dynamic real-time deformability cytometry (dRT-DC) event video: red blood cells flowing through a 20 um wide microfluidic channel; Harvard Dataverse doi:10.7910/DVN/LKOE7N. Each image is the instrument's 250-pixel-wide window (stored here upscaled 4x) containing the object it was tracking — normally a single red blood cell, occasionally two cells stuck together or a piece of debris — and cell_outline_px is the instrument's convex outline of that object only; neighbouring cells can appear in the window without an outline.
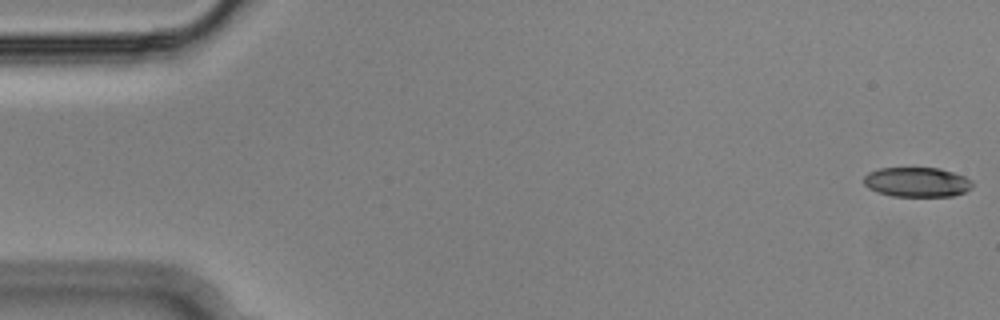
{"species": "Egyptian fruit bat (a non-hibernating species)", "species_latin": "Rousettus aegyptiacus", "temperature_condition": "cold", "stored_images_in_passage": 55, "camera_frame_rate_fps": 3000, "um_per_image_px": 0.085, "animal": {"sex": "male"}, "frame": {"image": 1, "passage_image": 1, "time_ms": 0.0, "image_size_px": [1000, 320], "cell_outline_px": [[972, 188], [964, 192], [952, 196], [892, 196], [876, 192], [868, 188], [864, 184], [864, 176], [868, 172], [880, 168], [940, 168], [964, 176], [972, 180]], "centroid_in_image_um": [77.92, 15.48], "position_along_channel_um": 7.1, "area_um2": 18.84}}
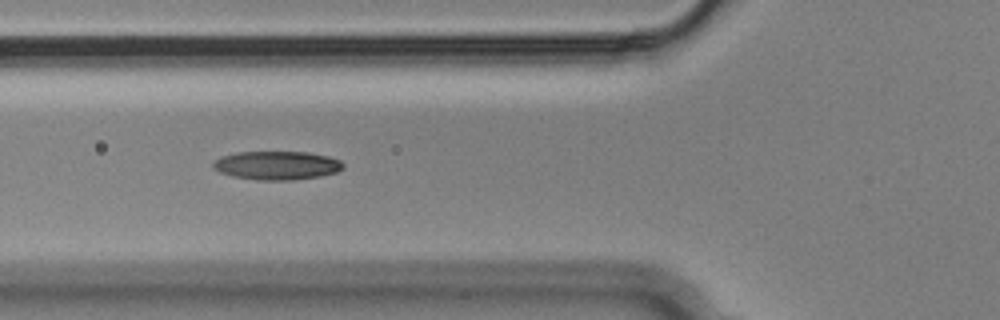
{"frame": {"image": 2, "passage_image": 20, "time_ms": 6.333, "image_size_px": [1000, 320], "cell_outline_px": [[344, 168], [336, 172], [320, 176], [292, 180], [256, 180], [232, 176], [220, 172], [212, 168], [212, 164], [220, 156], [236, 152], [308, 152], [328, 156], [340, 160], [344, 164]], "centroid_in_image_um": [23.52, 14.06], "position_along_channel_um": 102.3, "area_um2": 21.79}}
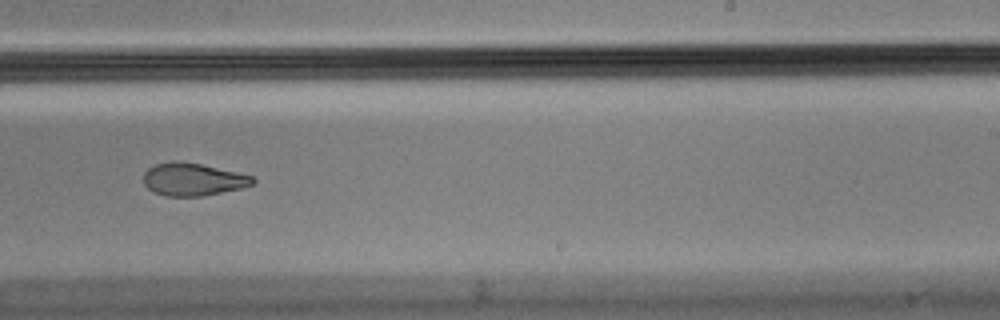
{"frame": {"image": 3, "passage_image": 34, "time_ms": 11.0, "image_size_px": [1000, 320], "cell_outline_px": [[256, 180], [252, 184], [244, 188], [204, 196], [164, 196], [148, 188], [144, 184], [144, 172], [148, 168], [156, 164], [176, 160], [180, 160], [200, 164], [236, 172], [252, 176]], "centroid_in_image_um": [16.4, 15.25], "position_along_channel_um": 272.6, "area_um2": 20.81}, "authors_computed_cell_mechanics": {"area_um2": 21.386, "velocity_mm_per_s": 3.6427, "shape_relaxation_time_tau1_ms": 6.2239, "shape_relaxation_time_tau2_ms": 8.6996, "deformation_change_tau1": 0.2151, "deformation_change_tau2": 0.1646}}